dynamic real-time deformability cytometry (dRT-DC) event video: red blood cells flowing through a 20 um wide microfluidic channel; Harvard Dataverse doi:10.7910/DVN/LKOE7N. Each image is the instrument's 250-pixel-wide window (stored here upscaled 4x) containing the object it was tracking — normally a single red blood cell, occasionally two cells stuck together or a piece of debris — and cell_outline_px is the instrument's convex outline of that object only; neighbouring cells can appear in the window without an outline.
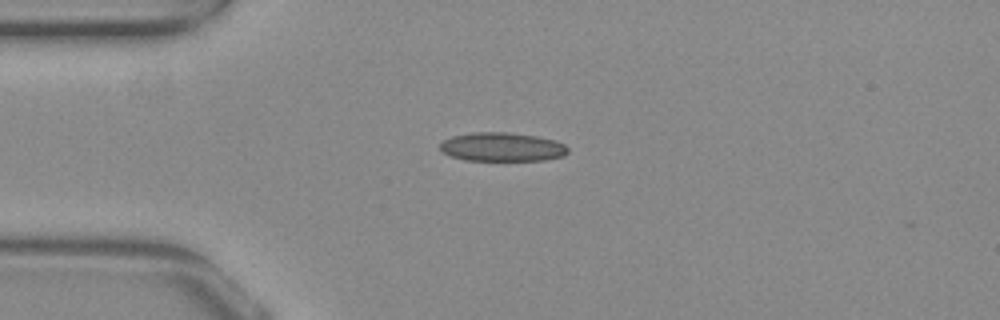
{"species": "common noctule bat (a hibernating species)", "species_latin": "Nyctalus noctula", "temperature_condition": "warm", "stored_images_in_passage": 39, "camera_frame_rate_fps": 3000, "um_per_image_px": 0.085, "animal": {"sex": "female", "body_mass_g": 29.2, "forearm_length_mm": 56.3}, "frame": {"image": 1, "passage_image": 1, "time_ms": 0.0, "image_size_px": [1000, 320], "cell_outline_px": [[568, 152], [564, 156], [544, 160], [464, 160], [452, 156], [444, 152], [440, 148], [440, 144], [444, 140], [452, 136], [472, 132], [508, 132], [536, 136], [556, 140], [564, 144], [568, 148]], "centroid_in_image_um": [42.71, 12.48], "position_along_channel_um": 42.3, "area_um2": 21.44}}
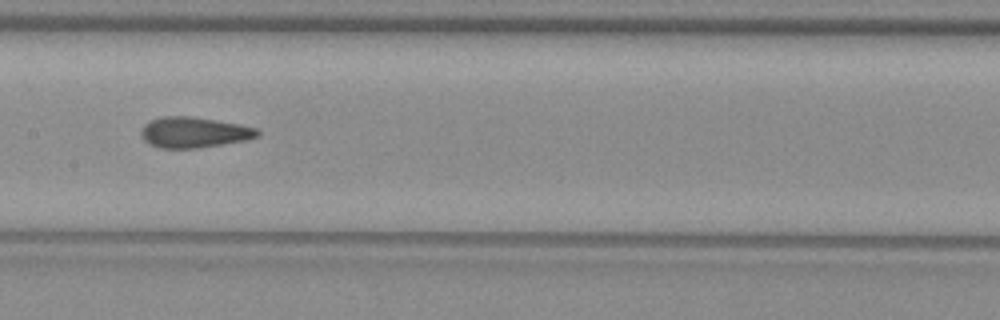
{"frame": {"image": 2, "passage_image": 14, "time_ms": 4.333, "image_size_px": [1000, 320], "cell_outline_px": [[260, 136], [248, 140], [196, 148], [160, 148], [148, 144], [140, 136], [140, 128], [148, 120], [164, 116], [192, 116], [240, 124], [256, 128], [260, 132]], "centroid_in_image_um": [16.46, 11.24], "position_along_channel_um": 190.9, "area_um2": 21.1}}
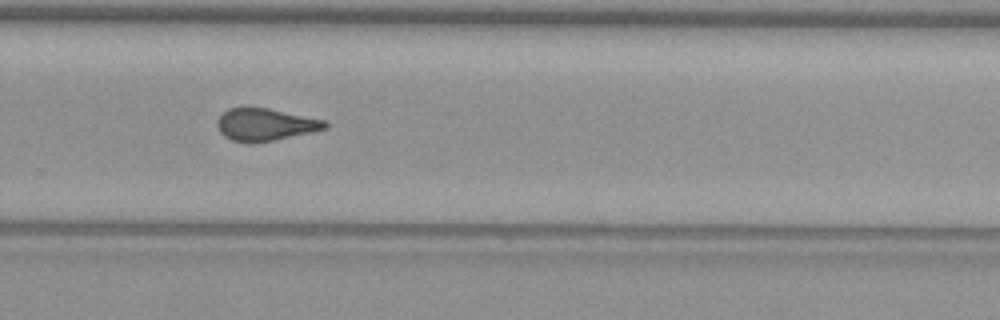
{"frame": {"image": 3, "passage_image": 23, "time_ms": 7.333, "image_size_px": [1000, 320], "cell_outline_px": [[328, 124], [324, 128], [312, 132], [252, 144], [232, 140], [224, 136], [220, 132], [216, 124], [216, 120], [228, 108], [268, 108], [324, 120]], "centroid_in_image_um": [22.49, 10.6], "position_along_channel_um": 307.3, "area_um2": 20.06}}